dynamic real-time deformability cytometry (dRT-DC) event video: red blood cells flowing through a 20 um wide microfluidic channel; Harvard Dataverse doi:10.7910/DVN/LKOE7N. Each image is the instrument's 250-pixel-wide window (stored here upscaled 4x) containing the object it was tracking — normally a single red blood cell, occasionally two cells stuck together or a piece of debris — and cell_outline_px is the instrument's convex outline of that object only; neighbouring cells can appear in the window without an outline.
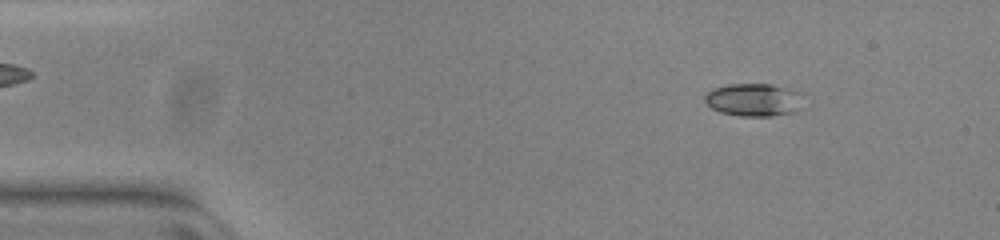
{"species": "common noctule bat (a hibernating species)", "species_latin": "Nyctalus noctula", "temperature_condition": "warm", "stored_images_in_passage": 51, "camera_frame_rate_fps": 3000, "um_per_image_px": 0.085, "animal": {"sex": "female", "body_mass_g": 23.0, "forearm_length_mm": 53.4}, "frame": {"image": 1, "passage_image": 6, "time_ms": 1.667, "image_size_px": [1000, 240], "cell_outline_px": [[804, 92], [800, 108], [796, 112], [772, 116], [740, 116], [720, 112], [712, 108], [704, 100], [704, 96], [712, 88], [728, 84], [768, 84], [788, 88]], "centroid_in_image_um": [64.11, 8.48], "position_along_channel_um": 20.9, "area_um2": 19.13}}
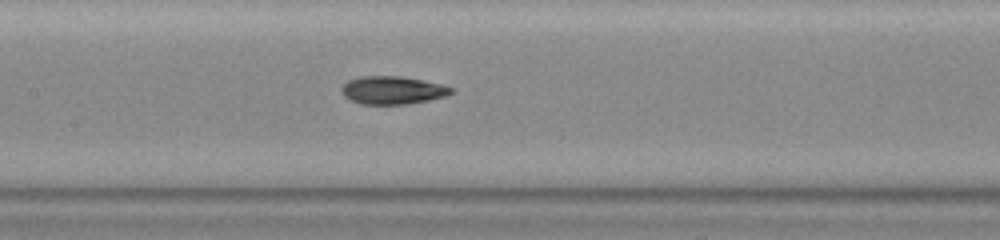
{"frame": {"image": 2, "passage_image": 24, "time_ms": 7.667, "image_size_px": [1000, 240], "cell_outline_px": [[456, 92], [444, 96], [428, 100], [404, 104], [360, 104], [344, 96], [344, 84], [348, 80], [360, 76], [400, 76], [440, 84], [456, 88]], "centroid_in_image_um": [33.41, 7.66], "position_along_channel_um": 174.0, "area_um2": 17.63}}
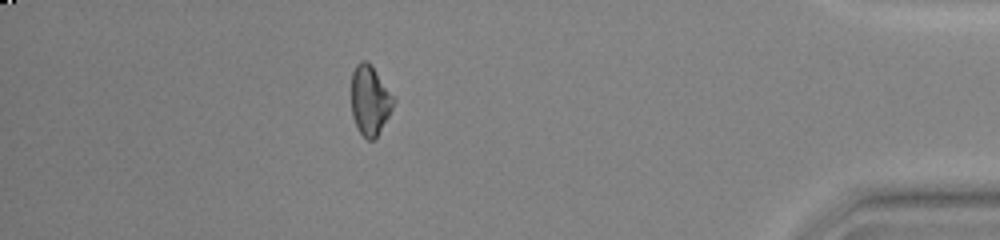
{"frame": {"image": 3, "passage_image": 45, "time_ms": 14.667, "image_size_px": [1000, 240], "cell_outline_px": [[396, 100], [376, 140], [368, 140], [356, 128], [352, 116], [352, 72], [356, 64], [360, 60], [364, 60], [372, 68]], "centroid_in_image_um": [31.42, 8.58], "position_along_channel_um": 403.8, "area_um2": 16.82}, "authors_computed_cell_mechanics": {"area_um2": 17.629, "velocity_mm_per_s": 3.9615, "shape_relaxation_time_tau1_ms": null, "shape_relaxation_time_tau2_ms": 3.5795, "deformation_change_tau1": null, "deformation_change_tau2": 0.0883}}